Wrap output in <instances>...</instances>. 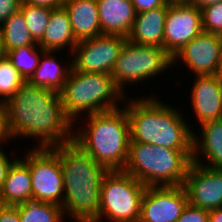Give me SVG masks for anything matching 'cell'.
<instances>
[{"instance_id": "1", "label": "cell", "mask_w": 222, "mask_h": 222, "mask_svg": "<svg viewBox=\"0 0 222 222\" xmlns=\"http://www.w3.org/2000/svg\"><path fill=\"white\" fill-rule=\"evenodd\" d=\"M6 115L12 140L33 137L38 141L36 148L73 141V122L64 112L59 92L25 81L6 101Z\"/></svg>"}, {"instance_id": "2", "label": "cell", "mask_w": 222, "mask_h": 222, "mask_svg": "<svg viewBox=\"0 0 222 222\" xmlns=\"http://www.w3.org/2000/svg\"><path fill=\"white\" fill-rule=\"evenodd\" d=\"M51 149L61 163L64 216L74 222H92L98 215L101 185L109 170L73 141Z\"/></svg>"}, {"instance_id": "3", "label": "cell", "mask_w": 222, "mask_h": 222, "mask_svg": "<svg viewBox=\"0 0 222 222\" xmlns=\"http://www.w3.org/2000/svg\"><path fill=\"white\" fill-rule=\"evenodd\" d=\"M136 99L128 96L123 102L129 120L130 142L171 149H193L194 131L180 109L153 95Z\"/></svg>"}, {"instance_id": "4", "label": "cell", "mask_w": 222, "mask_h": 222, "mask_svg": "<svg viewBox=\"0 0 222 222\" xmlns=\"http://www.w3.org/2000/svg\"><path fill=\"white\" fill-rule=\"evenodd\" d=\"M82 117L87 123L77 130L73 126L77 131L73 132V142L109 171L124 170L131 140L126 108Z\"/></svg>"}, {"instance_id": "5", "label": "cell", "mask_w": 222, "mask_h": 222, "mask_svg": "<svg viewBox=\"0 0 222 222\" xmlns=\"http://www.w3.org/2000/svg\"><path fill=\"white\" fill-rule=\"evenodd\" d=\"M193 149L130 142L124 170L146 187L184 185Z\"/></svg>"}, {"instance_id": "6", "label": "cell", "mask_w": 222, "mask_h": 222, "mask_svg": "<svg viewBox=\"0 0 222 222\" xmlns=\"http://www.w3.org/2000/svg\"><path fill=\"white\" fill-rule=\"evenodd\" d=\"M60 95L64 112L73 126H76L75 123L81 124L78 121L81 120V113L85 116L114 110L120 108L119 103H123L126 98V94L117 87L110 74L73 69Z\"/></svg>"}, {"instance_id": "7", "label": "cell", "mask_w": 222, "mask_h": 222, "mask_svg": "<svg viewBox=\"0 0 222 222\" xmlns=\"http://www.w3.org/2000/svg\"><path fill=\"white\" fill-rule=\"evenodd\" d=\"M146 186L123 170L108 171L100 190V208L92 222H138Z\"/></svg>"}, {"instance_id": "8", "label": "cell", "mask_w": 222, "mask_h": 222, "mask_svg": "<svg viewBox=\"0 0 222 222\" xmlns=\"http://www.w3.org/2000/svg\"><path fill=\"white\" fill-rule=\"evenodd\" d=\"M172 66V57L164 48L139 45L127 40L110 75L125 94L124 85L146 83V80L156 78Z\"/></svg>"}, {"instance_id": "9", "label": "cell", "mask_w": 222, "mask_h": 222, "mask_svg": "<svg viewBox=\"0 0 222 222\" xmlns=\"http://www.w3.org/2000/svg\"><path fill=\"white\" fill-rule=\"evenodd\" d=\"M32 147L21 157L29 165L32 198L40 203L62 206L63 174L58 155L51 148Z\"/></svg>"}, {"instance_id": "10", "label": "cell", "mask_w": 222, "mask_h": 222, "mask_svg": "<svg viewBox=\"0 0 222 222\" xmlns=\"http://www.w3.org/2000/svg\"><path fill=\"white\" fill-rule=\"evenodd\" d=\"M127 38L120 35L101 34L78 41L70 54L72 69L89 73L110 74Z\"/></svg>"}, {"instance_id": "11", "label": "cell", "mask_w": 222, "mask_h": 222, "mask_svg": "<svg viewBox=\"0 0 222 222\" xmlns=\"http://www.w3.org/2000/svg\"><path fill=\"white\" fill-rule=\"evenodd\" d=\"M188 203L183 185L147 187L138 222H176Z\"/></svg>"}, {"instance_id": "12", "label": "cell", "mask_w": 222, "mask_h": 222, "mask_svg": "<svg viewBox=\"0 0 222 222\" xmlns=\"http://www.w3.org/2000/svg\"><path fill=\"white\" fill-rule=\"evenodd\" d=\"M203 31L201 9L192 4H168L164 49L173 57Z\"/></svg>"}, {"instance_id": "13", "label": "cell", "mask_w": 222, "mask_h": 222, "mask_svg": "<svg viewBox=\"0 0 222 222\" xmlns=\"http://www.w3.org/2000/svg\"><path fill=\"white\" fill-rule=\"evenodd\" d=\"M222 36L202 31L172 57V65L184 63L195 76L214 75L220 62Z\"/></svg>"}, {"instance_id": "14", "label": "cell", "mask_w": 222, "mask_h": 222, "mask_svg": "<svg viewBox=\"0 0 222 222\" xmlns=\"http://www.w3.org/2000/svg\"><path fill=\"white\" fill-rule=\"evenodd\" d=\"M183 186L190 205L205 210L222 208V169L192 162Z\"/></svg>"}, {"instance_id": "15", "label": "cell", "mask_w": 222, "mask_h": 222, "mask_svg": "<svg viewBox=\"0 0 222 222\" xmlns=\"http://www.w3.org/2000/svg\"><path fill=\"white\" fill-rule=\"evenodd\" d=\"M191 87V106L200 125L222 119V78L217 75L195 76Z\"/></svg>"}, {"instance_id": "16", "label": "cell", "mask_w": 222, "mask_h": 222, "mask_svg": "<svg viewBox=\"0 0 222 222\" xmlns=\"http://www.w3.org/2000/svg\"><path fill=\"white\" fill-rule=\"evenodd\" d=\"M198 131L201 132V137L193 132L192 162L222 169V119L208 121L200 125Z\"/></svg>"}, {"instance_id": "17", "label": "cell", "mask_w": 222, "mask_h": 222, "mask_svg": "<svg viewBox=\"0 0 222 222\" xmlns=\"http://www.w3.org/2000/svg\"><path fill=\"white\" fill-rule=\"evenodd\" d=\"M101 34L128 37L136 18L131 0H96Z\"/></svg>"}, {"instance_id": "18", "label": "cell", "mask_w": 222, "mask_h": 222, "mask_svg": "<svg viewBox=\"0 0 222 222\" xmlns=\"http://www.w3.org/2000/svg\"><path fill=\"white\" fill-rule=\"evenodd\" d=\"M168 4L136 14L127 40L131 43L164 48V27Z\"/></svg>"}, {"instance_id": "19", "label": "cell", "mask_w": 222, "mask_h": 222, "mask_svg": "<svg viewBox=\"0 0 222 222\" xmlns=\"http://www.w3.org/2000/svg\"><path fill=\"white\" fill-rule=\"evenodd\" d=\"M77 41L101 35L96 0H63Z\"/></svg>"}, {"instance_id": "20", "label": "cell", "mask_w": 222, "mask_h": 222, "mask_svg": "<svg viewBox=\"0 0 222 222\" xmlns=\"http://www.w3.org/2000/svg\"><path fill=\"white\" fill-rule=\"evenodd\" d=\"M77 43L66 9L63 6L52 9L44 35L37 44L45 51L62 52L67 47L72 53Z\"/></svg>"}, {"instance_id": "21", "label": "cell", "mask_w": 222, "mask_h": 222, "mask_svg": "<svg viewBox=\"0 0 222 222\" xmlns=\"http://www.w3.org/2000/svg\"><path fill=\"white\" fill-rule=\"evenodd\" d=\"M0 192L5 205L16 206L32 199L29 165L22 158L18 157L10 166Z\"/></svg>"}, {"instance_id": "22", "label": "cell", "mask_w": 222, "mask_h": 222, "mask_svg": "<svg viewBox=\"0 0 222 222\" xmlns=\"http://www.w3.org/2000/svg\"><path fill=\"white\" fill-rule=\"evenodd\" d=\"M58 51H44L40 57L39 65L34 71V74L28 80L32 85L50 89L56 92H61L64 84L72 69V61L65 66L58 62L55 57Z\"/></svg>"}, {"instance_id": "23", "label": "cell", "mask_w": 222, "mask_h": 222, "mask_svg": "<svg viewBox=\"0 0 222 222\" xmlns=\"http://www.w3.org/2000/svg\"><path fill=\"white\" fill-rule=\"evenodd\" d=\"M0 34L5 53L21 46L38 45L31 37L25 18L20 10L11 14L1 24Z\"/></svg>"}, {"instance_id": "24", "label": "cell", "mask_w": 222, "mask_h": 222, "mask_svg": "<svg viewBox=\"0 0 222 222\" xmlns=\"http://www.w3.org/2000/svg\"><path fill=\"white\" fill-rule=\"evenodd\" d=\"M16 206L20 222H63L65 218L62 206L40 203L33 198Z\"/></svg>"}, {"instance_id": "25", "label": "cell", "mask_w": 222, "mask_h": 222, "mask_svg": "<svg viewBox=\"0 0 222 222\" xmlns=\"http://www.w3.org/2000/svg\"><path fill=\"white\" fill-rule=\"evenodd\" d=\"M44 51L39 45H26L8 51L6 56L23 79L28 81L38 67L40 57Z\"/></svg>"}, {"instance_id": "26", "label": "cell", "mask_w": 222, "mask_h": 222, "mask_svg": "<svg viewBox=\"0 0 222 222\" xmlns=\"http://www.w3.org/2000/svg\"><path fill=\"white\" fill-rule=\"evenodd\" d=\"M20 11L31 37L38 43L44 35L52 9L21 3Z\"/></svg>"}, {"instance_id": "27", "label": "cell", "mask_w": 222, "mask_h": 222, "mask_svg": "<svg viewBox=\"0 0 222 222\" xmlns=\"http://www.w3.org/2000/svg\"><path fill=\"white\" fill-rule=\"evenodd\" d=\"M25 82L18 70L5 56L0 59V99L7 101Z\"/></svg>"}, {"instance_id": "28", "label": "cell", "mask_w": 222, "mask_h": 222, "mask_svg": "<svg viewBox=\"0 0 222 222\" xmlns=\"http://www.w3.org/2000/svg\"><path fill=\"white\" fill-rule=\"evenodd\" d=\"M203 31L222 36V2L201 8Z\"/></svg>"}, {"instance_id": "29", "label": "cell", "mask_w": 222, "mask_h": 222, "mask_svg": "<svg viewBox=\"0 0 222 222\" xmlns=\"http://www.w3.org/2000/svg\"><path fill=\"white\" fill-rule=\"evenodd\" d=\"M176 222H209V210L197 208L188 203Z\"/></svg>"}, {"instance_id": "30", "label": "cell", "mask_w": 222, "mask_h": 222, "mask_svg": "<svg viewBox=\"0 0 222 222\" xmlns=\"http://www.w3.org/2000/svg\"><path fill=\"white\" fill-rule=\"evenodd\" d=\"M21 0H0V25L20 10Z\"/></svg>"}, {"instance_id": "31", "label": "cell", "mask_w": 222, "mask_h": 222, "mask_svg": "<svg viewBox=\"0 0 222 222\" xmlns=\"http://www.w3.org/2000/svg\"><path fill=\"white\" fill-rule=\"evenodd\" d=\"M12 138L7 128L6 101L0 99V146Z\"/></svg>"}, {"instance_id": "32", "label": "cell", "mask_w": 222, "mask_h": 222, "mask_svg": "<svg viewBox=\"0 0 222 222\" xmlns=\"http://www.w3.org/2000/svg\"><path fill=\"white\" fill-rule=\"evenodd\" d=\"M4 151H5L4 146H0V189L3 186V183L6 179V176H7L10 166L17 159L14 155L11 156V159H10V157H9L10 154H7Z\"/></svg>"}, {"instance_id": "33", "label": "cell", "mask_w": 222, "mask_h": 222, "mask_svg": "<svg viewBox=\"0 0 222 222\" xmlns=\"http://www.w3.org/2000/svg\"><path fill=\"white\" fill-rule=\"evenodd\" d=\"M136 13L151 10L167 4L166 0H131Z\"/></svg>"}, {"instance_id": "34", "label": "cell", "mask_w": 222, "mask_h": 222, "mask_svg": "<svg viewBox=\"0 0 222 222\" xmlns=\"http://www.w3.org/2000/svg\"><path fill=\"white\" fill-rule=\"evenodd\" d=\"M0 222H20L18 207L14 205H5L0 210Z\"/></svg>"}, {"instance_id": "35", "label": "cell", "mask_w": 222, "mask_h": 222, "mask_svg": "<svg viewBox=\"0 0 222 222\" xmlns=\"http://www.w3.org/2000/svg\"><path fill=\"white\" fill-rule=\"evenodd\" d=\"M22 3L56 9L63 6V0H21Z\"/></svg>"}, {"instance_id": "36", "label": "cell", "mask_w": 222, "mask_h": 222, "mask_svg": "<svg viewBox=\"0 0 222 222\" xmlns=\"http://www.w3.org/2000/svg\"><path fill=\"white\" fill-rule=\"evenodd\" d=\"M209 222H222V208L209 210Z\"/></svg>"}, {"instance_id": "37", "label": "cell", "mask_w": 222, "mask_h": 222, "mask_svg": "<svg viewBox=\"0 0 222 222\" xmlns=\"http://www.w3.org/2000/svg\"><path fill=\"white\" fill-rule=\"evenodd\" d=\"M219 2H222V0H192L191 4L201 9L207 5H212Z\"/></svg>"}, {"instance_id": "38", "label": "cell", "mask_w": 222, "mask_h": 222, "mask_svg": "<svg viewBox=\"0 0 222 222\" xmlns=\"http://www.w3.org/2000/svg\"><path fill=\"white\" fill-rule=\"evenodd\" d=\"M167 4H191L192 0H166Z\"/></svg>"}, {"instance_id": "39", "label": "cell", "mask_w": 222, "mask_h": 222, "mask_svg": "<svg viewBox=\"0 0 222 222\" xmlns=\"http://www.w3.org/2000/svg\"><path fill=\"white\" fill-rule=\"evenodd\" d=\"M5 56H6V53L3 47L2 38L0 34V59L4 58Z\"/></svg>"}, {"instance_id": "40", "label": "cell", "mask_w": 222, "mask_h": 222, "mask_svg": "<svg viewBox=\"0 0 222 222\" xmlns=\"http://www.w3.org/2000/svg\"><path fill=\"white\" fill-rule=\"evenodd\" d=\"M217 75H219L222 78V50H221V57H220L219 66L217 69Z\"/></svg>"}, {"instance_id": "41", "label": "cell", "mask_w": 222, "mask_h": 222, "mask_svg": "<svg viewBox=\"0 0 222 222\" xmlns=\"http://www.w3.org/2000/svg\"><path fill=\"white\" fill-rule=\"evenodd\" d=\"M5 206L3 200H2V195H1V192H0V210Z\"/></svg>"}]
</instances>
